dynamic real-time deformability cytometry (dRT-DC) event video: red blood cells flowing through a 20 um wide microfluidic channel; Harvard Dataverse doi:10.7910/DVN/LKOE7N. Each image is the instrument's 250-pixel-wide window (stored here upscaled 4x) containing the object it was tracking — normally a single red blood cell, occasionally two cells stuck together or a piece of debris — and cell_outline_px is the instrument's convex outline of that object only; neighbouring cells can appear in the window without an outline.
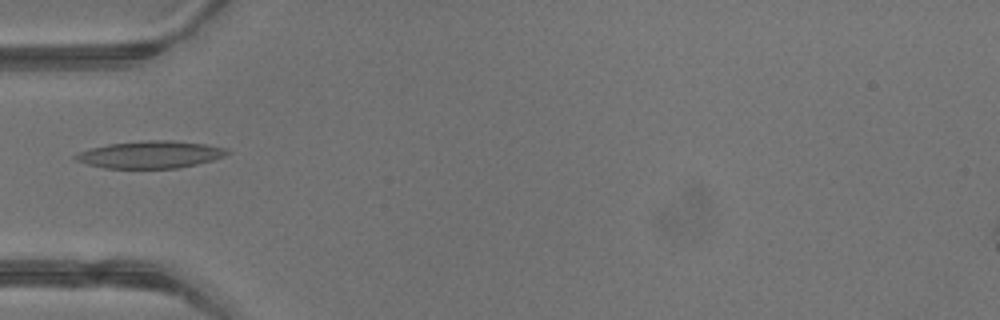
{"species": "common noctule bat (a hibernating species)", "species_latin": "Nyctalus noctula", "temperature_condition": "warm", "stored_images_in_passage": 1, "camera_frame_rate_fps": 3000, "um_per_image_px": 0.085, "animal": {"sex": "male", "body_mass_g": 13.3}, "frame": {"image": 1, "passage_image": 1, "time_ms": 0.0, "image_size_px": [1000, 320], "cell_outline_px": [[232, 152], [224, 156], [212, 160], [196, 164], [176, 168], [104, 168], [88, 164], [76, 160], [72, 156], [80, 152], [92, 148], [108, 144], [148, 140], [172, 140], [204, 144], [228, 148]], "centroid_in_image_um": [12.81, 13.13], "position_along_channel_um": 72.2, "area_um2": 23.93}}